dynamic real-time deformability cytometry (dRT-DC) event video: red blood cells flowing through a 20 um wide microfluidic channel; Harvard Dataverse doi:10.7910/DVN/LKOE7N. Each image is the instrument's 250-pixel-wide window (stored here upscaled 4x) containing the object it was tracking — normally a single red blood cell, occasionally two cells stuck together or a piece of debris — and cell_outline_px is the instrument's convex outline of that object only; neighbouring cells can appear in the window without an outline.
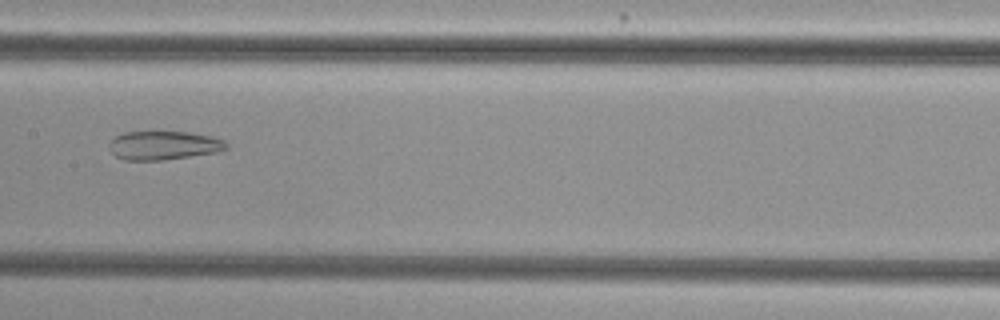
{"species": "common noctule bat (a hibernating species)", "species_latin": "Nyctalus noctula", "temperature_condition": "cold", "stored_images_in_passage": 6, "camera_frame_rate_fps": 3000, "um_per_image_px": 0.085, "animal": {"sex": "female", "body_mass_g": 29.2, "forearm_length_mm": 56.3}, "frame": {"image": 1, "passage_image": 4, "time_ms": 1.0, "image_size_px": [1000, 320], "cell_outline_px": [[228, 148], [220, 152], [160, 160], [124, 160], [116, 156], [108, 148], [108, 144], [116, 136], [124, 132], [188, 132], [212, 136], [224, 140], [228, 144]], "centroid_in_image_um": [13.93, 12.36], "position_along_channel_um": 193.5, "area_um2": 19.65}}
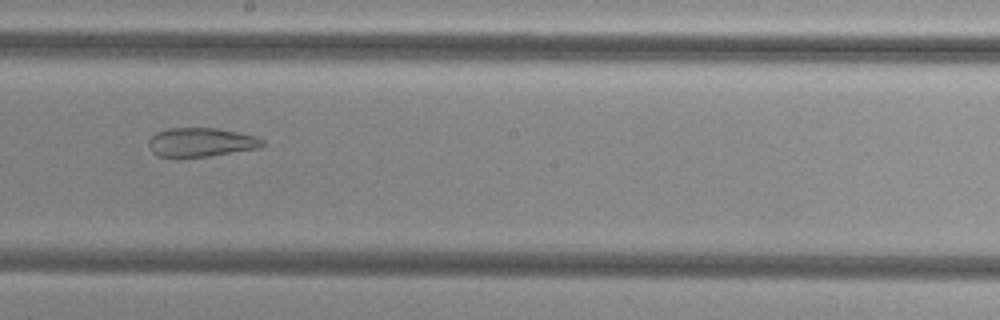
{"frame": {"image": 2, "passage_image": 5, "time_ms": 1.333, "image_size_px": [1000, 320], "cell_outline_px": [[264, 144], [260, 148], [208, 156], [160, 156], [152, 152], [148, 144], [148, 140], [156, 132], [168, 128], [216, 128], [256, 136], [264, 140]], "centroid_in_image_um": [17.09, 12.08], "position_along_channel_um": 231.1, "area_um2": 18.96}}
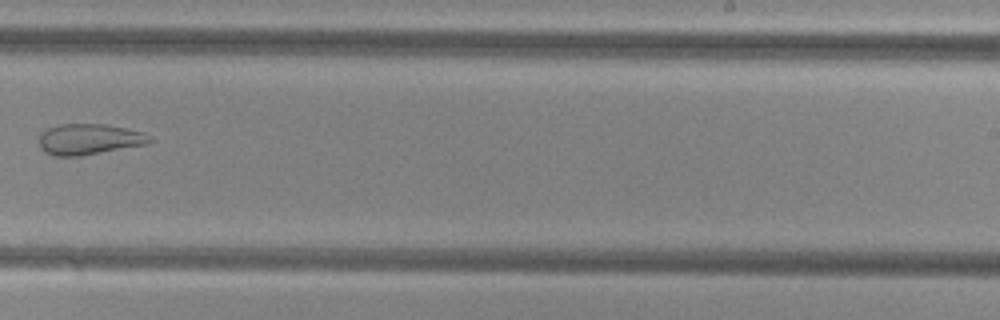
{"frame": {"image": 3, "passage_image": 6, "time_ms": 1.667, "image_size_px": [1000, 320], "cell_outline_px": [[156, 140], [144, 144], [80, 156], [52, 156], [44, 152], [40, 148], [40, 136], [48, 128], [60, 124], [108, 124], [144, 132]], "centroid_in_image_um": [7.59, 11.83], "position_along_channel_um": 281.4, "area_um2": 19.83}}